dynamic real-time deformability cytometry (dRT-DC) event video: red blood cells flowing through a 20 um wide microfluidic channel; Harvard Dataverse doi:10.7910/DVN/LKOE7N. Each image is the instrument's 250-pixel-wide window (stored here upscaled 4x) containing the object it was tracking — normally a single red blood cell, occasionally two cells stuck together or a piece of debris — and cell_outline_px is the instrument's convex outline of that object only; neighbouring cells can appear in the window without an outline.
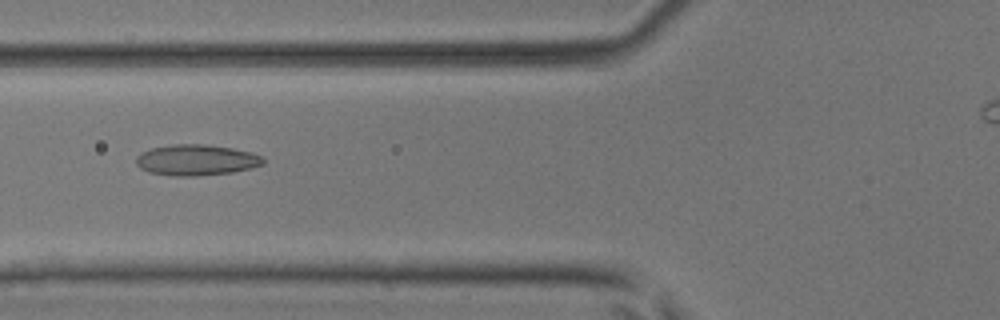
{"species": "common noctule bat (a hibernating species)", "species_latin": "Nyctalus noctula", "temperature_condition": "room temperature", "stored_images_in_passage": 36, "camera_frame_rate_fps": 3000, "um_per_image_px": 0.085, "animal": {"sex": "male", "body_mass_g": 17.9, "forearm_length_mm": 54.2}, "frame": {"image": 1, "passage_image": 9, "time_ms": 2.667, "image_size_px": [1000, 320], "cell_outline_px": [[264, 164], [252, 168], [232, 172], [192, 176], [172, 176], [148, 172], [140, 168], [136, 164], [136, 156], [140, 152], [152, 148], [172, 144], [204, 144], [232, 148], [252, 152], [260, 156], [264, 160]], "centroid_in_image_um": [16.66, 13.6], "position_along_channel_um": 109.1, "area_um2": 22.95}}
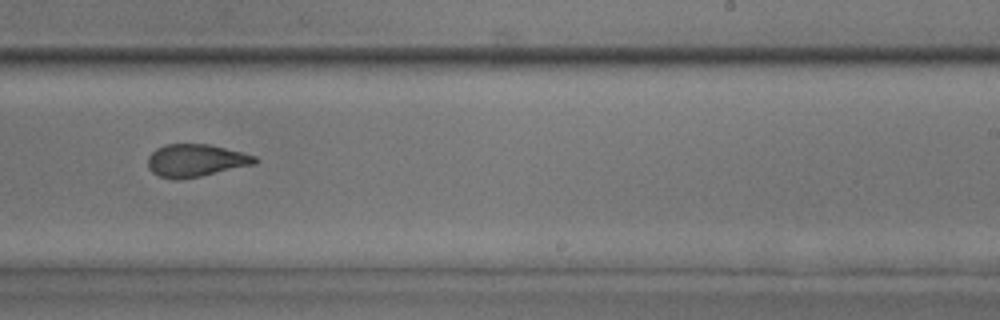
{"frame": {"image": 2, "passage_image": 21, "time_ms": 6.667, "image_size_px": [1000, 320], "cell_outline_px": [[260, 160], [256, 164], [200, 176], [176, 180], [172, 180], [160, 176], [152, 172], [148, 168], [148, 156], [156, 148], [164, 144], [208, 144], [256, 156]], "centroid_in_image_um": [16.62, 13.64], "position_along_channel_um": 272.4, "area_um2": 20.35}}
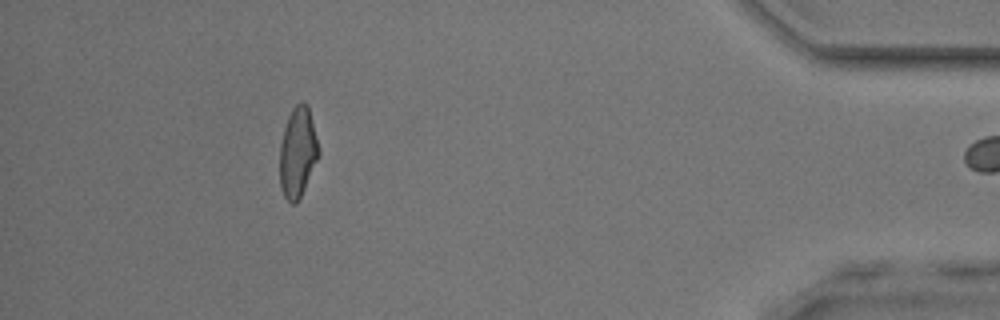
{"frame": {"image": 3, "passage_image": 35, "time_ms": 11.333, "image_size_px": [1000, 320], "cell_outline_px": [[320, 156], [296, 204], [292, 204], [284, 196], [280, 188], [280, 144], [284, 128], [288, 116], [292, 108], [300, 100], [304, 100], [308, 104], [320, 152]], "centroid_in_image_um": [25.31, 12.91], "position_along_channel_um": 409.9, "area_um2": 20.58}}